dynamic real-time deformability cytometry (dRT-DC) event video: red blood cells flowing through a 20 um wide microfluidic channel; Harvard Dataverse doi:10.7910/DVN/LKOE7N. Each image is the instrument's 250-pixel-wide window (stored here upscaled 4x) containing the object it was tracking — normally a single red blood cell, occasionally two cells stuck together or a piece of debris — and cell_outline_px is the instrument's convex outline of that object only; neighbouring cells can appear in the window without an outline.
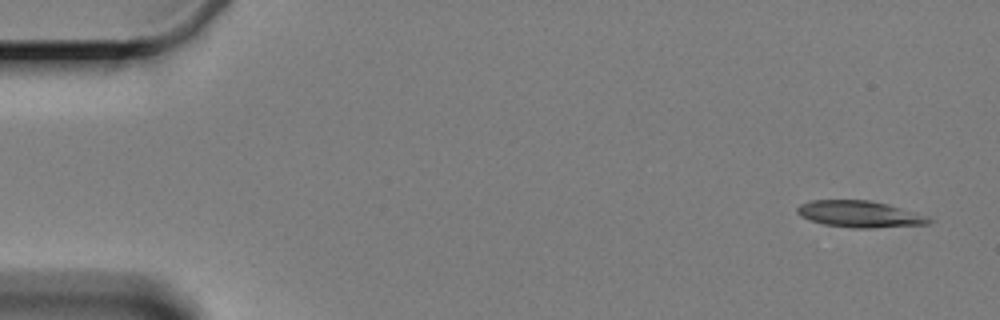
{"species": "Egyptian fruit bat (a non-hibernating species)", "species_latin": "Rousettus aegyptiacus", "temperature_condition": "cold", "stored_images_in_passage": 6, "segment_of_instrument_passage": [1, 2], "camera_frame_rate_fps": 3000, "um_per_image_px": 0.085, "animal": {"sex": "female"}, "frame": {"image": 1, "passage_image": 1, "time_ms": 0.0, "image_size_px": [1000, 320], "cell_outline_px": [[932, 220], [928, 224], [872, 228], [852, 228], [824, 224], [800, 216], [796, 212], [796, 208], [800, 204], [812, 200], [868, 200], [888, 204], [924, 216]], "centroid_in_image_um": [73.01, 18.2], "position_along_channel_um": 12.0, "area_um2": 20.06}}
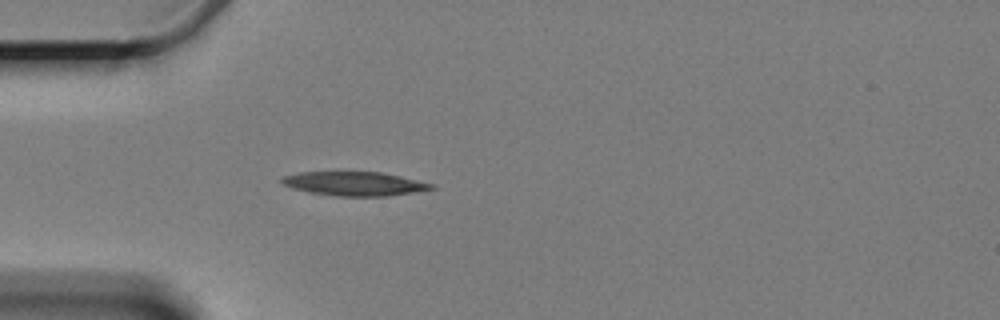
{"frame": {"image": 2, "passage_image": 5, "time_ms": 4.667, "image_size_px": [1000, 320], "cell_outline_px": [[436, 188], [388, 196], [340, 196], [308, 192], [292, 188], [284, 184], [280, 180], [284, 176], [300, 172], [380, 172], [400, 176], [432, 184]], "centroid_in_image_um": [30.1, 15.61], "position_along_channel_um": 54.9, "area_um2": 20.58}}